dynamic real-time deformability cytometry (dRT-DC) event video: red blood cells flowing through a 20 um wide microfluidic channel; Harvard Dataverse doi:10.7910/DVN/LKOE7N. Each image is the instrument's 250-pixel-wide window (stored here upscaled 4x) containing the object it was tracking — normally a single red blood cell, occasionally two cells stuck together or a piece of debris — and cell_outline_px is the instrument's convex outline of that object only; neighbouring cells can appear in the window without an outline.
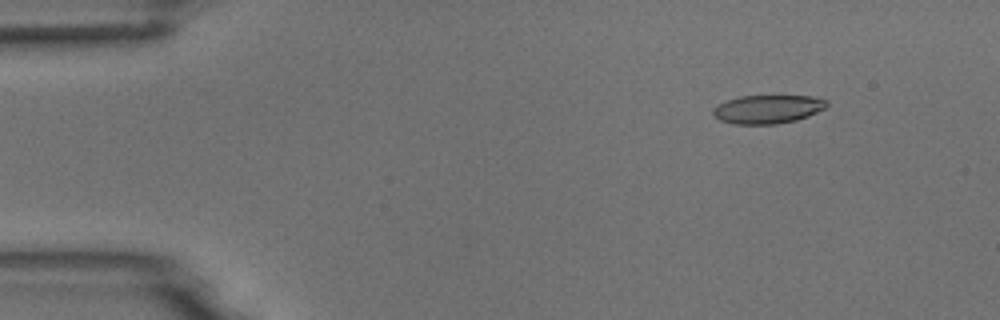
{"species": "common noctule bat (a hibernating species)", "species_latin": "Nyctalus noctula", "temperature_condition": "room temperature", "stored_images_in_passage": 4, "camera_frame_rate_fps": 3000, "um_per_image_px": 0.085, "animal": {"sex": "male", "body_mass_g": 18.8}, "frame": {"image": 1, "passage_image": 1, "time_ms": 0.0, "image_size_px": [1000, 320], "cell_outline_px": [[828, 104], [824, 108], [808, 116], [796, 120], [776, 124], [732, 124], [720, 120], [712, 116], [712, 108], [716, 104], [740, 96], [812, 96], [828, 100]], "centroid_in_image_um": [65.21, 9.28], "position_along_channel_um": 19.8, "area_um2": 19.02}}
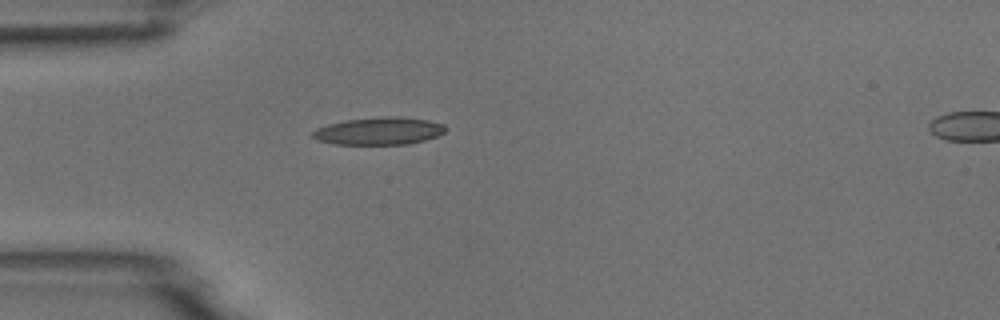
{"frame": {"image": 2, "passage_image": 3, "time_ms": 0.667, "image_size_px": [1000, 320], "cell_outline_px": [[448, 128], [444, 132], [436, 136], [424, 140], [408, 144], [332, 144], [316, 140], [312, 136], [312, 132], [316, 128], [328, 124], [344, 120], [388, 116], [400, 116], [428, 120], [444, 124]], "centroid_in_image_um": [32.2, 11.13], "position_along_channel_um": 52.8, "area_um2": 21.39}}